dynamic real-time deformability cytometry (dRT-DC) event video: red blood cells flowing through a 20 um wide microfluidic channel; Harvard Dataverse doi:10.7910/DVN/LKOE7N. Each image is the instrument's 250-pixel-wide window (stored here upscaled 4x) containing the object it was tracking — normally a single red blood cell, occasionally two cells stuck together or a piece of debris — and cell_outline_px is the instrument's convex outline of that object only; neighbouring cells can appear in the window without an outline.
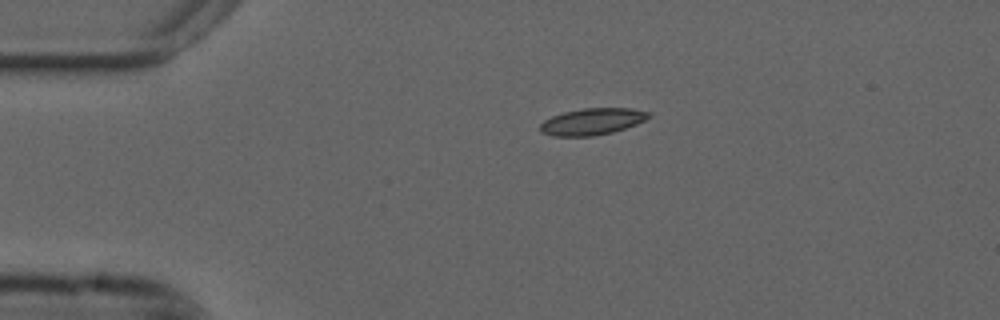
{"species": "common noctule bat (a hibernating species)", "species_latin": "Nyctalus noctula", "temperature_condition": "cold", "stored_images_in_passage": 38, "camera_frame_rate_fps": 3000, "um_per_image_px": 0.085, "animal": {"sex": "male", "forearm_length_mm": 52.5}, "frame": {"image": 1, "passage_image": 1, "time_ms": 0.0, "image_size_px": [1000, 320], "cell_outline_px": [[652, 116], [636, 124], [612, 132], [592, 136], [552, 136], [540, 132], [540, 124], [544, 120], [552, 116], [564, 112], [584, 108], [632, 108], [652, 112]], "centroid_in_image_um": [50.35, 10.32], "position_along_channel_um": 34.7, "area_um2": 16.88}}
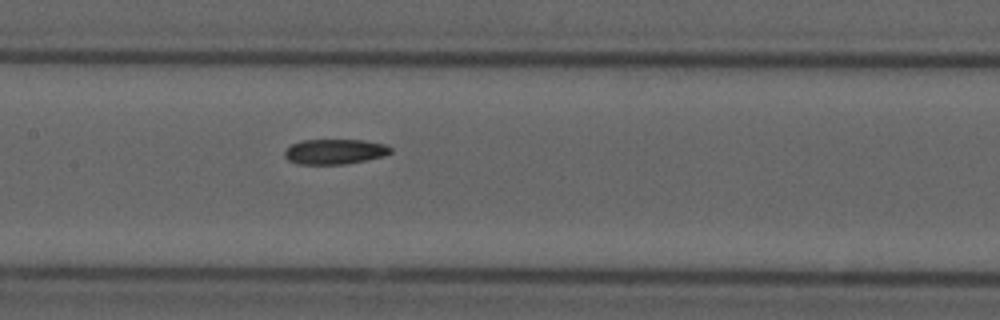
{"frame": {"image": 2, "passage_image": 16, "time_ms": 5.0, "image_size_px": [1000, 320], "cell_outline_px": [[392, 152], [384, 156], [344, 164], [296, 164], [288, 160], [284, 156], [284, 152], [292, 144], [304, 140], [364, 140], [388, 144], [392, 148]], "centroid_in_image_um": [28.48, 12.88], "position_along_channel_um": 178.9, "area_um2": 15.55}}
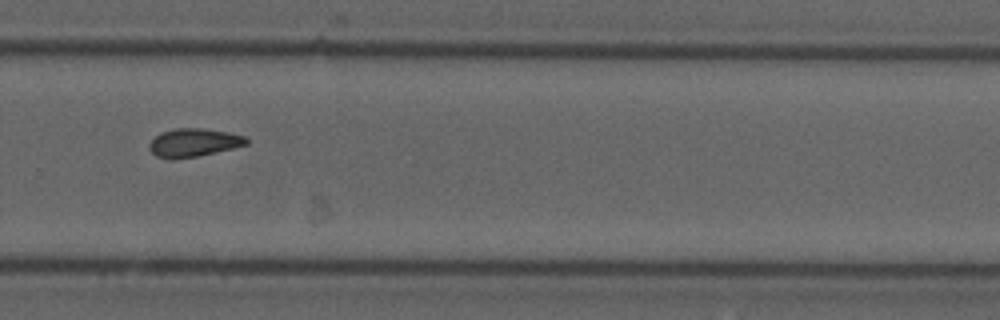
{"frame": {"image": 3, "passage_image": 27, "time_ms": 8.667, "image_size_px": [1000, 320], "cell_outline_px": [[248, 144], [232, 148], [196, 156], [172, 160], [156, 156], [148, 148], [148, 144], [160, 132], [176, 128], [204, 128], [228, 132], [244, 136], [248, 140]], "centroid_in_image_um": [16.42, 12.12], "position_along_channel_um": 313.4, "area_um2": 15.95}, "authors_computed_cell_mechanics": {"area_um2": 15.9817, "velocity_mm_per_s": 3.6783, "shape_relaxation_time_tau1_ms": null, "shape_relaxation_time_tau2_ms": 11.2809, "deformation_change_tau1": null, "deformation_change_tau2": 0.1453}}